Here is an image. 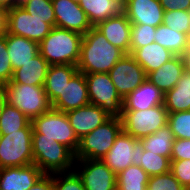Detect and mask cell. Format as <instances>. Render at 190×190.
<instances>
[{"instance_id":"14","label":"cell","mask_w":190,"mask_h":190,"mask_svg":"<svg viewBox=\"0 0 190 190\" xmlns=\"http://www.w3.org/2000/svg\"><path fill=\"white\" fill-rule=\"evenodd\" d=\"M90 104L85 75L77 71L63 87L62 95L53 103L52 108L68 112Z\"/></svg>"},{"instance_id":"28","label":"cell","mask_w":190,"mask_h":190,"mask_svg":"<svg viewBox=\"0 0 190 190\" xmlns=\"http://www.w3.org/2000/svg\"><path fill=\"white\" fill-rule=\"evenodd\" d=\"M136 155L132 157L133 165L140 166L150 177L170 171L171 160L143 149L140 141L135 144Z\"/></svg>"},{"instance_id":"6","label":"cell","mask_w":190,"mask_h":190,"mask_svg":"<svg viewBox=\"0 0 190 190\" xmlns=\"http://www.w3.org/2000/svg\"><path fill=\"white\" fill-rule=\"evenodd\" d=\"M33 130L41 134V138H49L68 147L74 154L79 146L73 128L65 112L54 108L31 120Z\"/></svg>"},{"instance_id":"29","label":"cell","mask_w":190,"mask_h":190,"mask_svg":"<svg viewBox=\"0 0 190 190\" xmlns=\"http://www.w3.org/2000/svg\"><path fill=\"white\" fill-rule=\"evenodd\" d=\"M174 139L171 128L167 124L157 132L139 139V141L141 142L144 150L160 156L168 157L171 160Z\"/></svg>"},{"instance_id":"47","label":"cell","mask_w":190,"mask_h":190,"mask_svg":"<svg viewBox=\"0 0 190 190\" xmlns=\"http://www.w3.org/2000/svg\"><path fill=\"white\" fill-rule=\"evenodd\" d=\"M15 6V0H0V7L9 9Z\"/></svg>"},{"instance_id":"13","label":"cell","mask_w":190,"mask_h":190,"mask_svg":"<svg viewBox=\"0 0 190 190\" xmlns=\"http://www.w3.org/2000/svg\"><path fill=\"white\" fill-rule=\"evenodd\" d=\"M55 13V27L86 34L93 26L79 2L73 0H52Z\"/></svg>"},{"instance_id":"22","label":"cell","mask_w":190,"mask_h":190,"mask_svg":"<svg viewBox=\"0 0 190 190\" xmlns=\"http://www.w3.org/2000/svg\"><path fill=\"white\" fill-rule=\"evenodd\" d=\"M181 55H175L157 70L147 74V79L159 88L163 94L172 90L184 73Z\"/></svg>"},{"instance_id":"40","label":"cell","mask_w":190,"mask_h":190,"mask_svg":"<svg viewBox=\"0 0 190 190\" xmlns=\"http://www.w3.org/2000/svg\"><path fill=\"white\" fill-rule=\"evenodd\" d=\"M170 171L185 189H190V160H171Z\"/></svg>"},{"instance_id":"26","label":"cell","mask_w":190,"mask_h":190,"mask_svg":"<svg viewBox=\"0 0 190 190\" xmlns=\"http://www.w3.org/2000/svg\"><path fill=\"white\" fill-rule=\"evenodd\" d=\"M131 55L142 66L146 74L157 70L175 56L157 42L135 49Z\"/></svg>"},{"instance_id":"20","label":"cell","mask_w":190,"mask_h":190,"mask_svg":"<svg viewBox=\"0 0 190 190\" xmlns=\"http://www.w3.org/2000/svg\"><path fill=\"white\" fill-rule=\"evenodd\" d=\"M163 104L164 94L162 91L146 79L123 99L122 111H143Z\"/></svg>"},{"instance_id":"24","label":"cell","mask_w":190,"mask_h":190,"mask_svg":"<svg viewBox=\"0 0 190 190\" xmlns=\"http://www.w3.org/2000/svg\"><path fill=\"white\" fill-rule=\"evenodd\" d=\"M48 67V62L39 53L31 61L16 69L13 73L12 80L6 84L44 86Z\"/></svg>"},{"instance_id":"12","label":"cell","mask_w":190,"mask_h":190,"mask_svg":"<svg viewBox=\"0 0 190 190\" xmlns=\"http://www.w3.org/2000/svg\"><path fill=\"white\" fill-rule=\"evenodd\" d=\"M108 74L123 99L147 79L146 72L131 54H125Z\"/></svg>"},{"instance_id":"45","label":"cell","mask_w":190,"mask_h":190,"mask_svg":"<svg viewBox=\"0 0 190 190\" xmlns=\"http://www.w3.org/2000/svg\"><path fill=\"white\" fill-rule=\"evenodd\" d=\"M7 103V95L4 85H0V116L4 105Z\"/></svg>"},{"instance_id":"10","label":"cell","mask_w":190,"mask_h":190,"mask_svg":"<svg viewBox=\"0 0 190 190\" xmlns=\"http://www.w3.org/2000/svg\"><path fill=\"white\" fill-rule=\"evenodd\" d=\"M46 19L32 17L22 6L7 9V33L40 43L51 31Z\"/></svg>"},{"instance_id":"46","label":"cell","mask_w":190,"mask_h":190,"mask_svg":"<svg viewBox=\"0 0 190 190\" xmlns=\"http://www.w3.org/2000/svg\"><path fill=\"white\" fill-rule=\"evenodd\" d=\"M184 69L190 73V51H186L183 55Z\"/></svg>"},{"instance_id":"25","label":"cell","mask_w":190,"mask_h":190,"mask_svg":"<svg viewBox=\"0 0 190 190\" xmlns=\"http://www.w3.org/2000/svg\"><path fill=\"white\" fill-rule=\"evenodd\" d=\"M78 71L76 65H49L44 83V90L51 104L62 95L63 87Z\"/></svg>"},{"instance_id":"38","label":"cell","mask_w":190,"mask_h":190,"mask_svg":"<svg viewBox=\"0 0 190 190\" xmlns=\"http://www.w3.org/2000/svg\"><path fill=\"white\" fill-rule=\"evenodd\" d=\"M147 190H186L172 172L154 175L149 178Z\"/></svg>"},{"instance_id":"44","label":"cell","mask_w":190,"mask_h":190,"mask_svg":"<svg viewBox=\"0 0 190 190\" xmlns=\"http://www.w3.org/2000/svg\"><path fill=\"white\" fill-rule=\"evenodd\" d=\"M7 32V9L0 7V36Z\"/></svg>"},{"instance_id":"39","label":"cell","mask_w":190,"mask_h":190,"mask_svg":"<svg viewBox=\"0 0 190 190\" xmlns=\"http://www.w3.org/2000/svg\"><path fill=\"white\" fill-rule=\"evenodd\" d=\"M13 68L7 51L6 34L0 36V85L9 83L13 77Z\"/></svg>"},{"instance_id":"2","label":"cell","mask_w":190,"mask_h":190,"mask_svg":"<svg viewBox=\"0 0 190 190\" xmlns=\"http://www.w3.org/2000/svg\"><path fill=\"white\" fill-rule=\"evenodd\" d=\"M83 35L52 27L49 34L39 43V53L49 65H77Z\"/></svg>"},{"instance_id":"1","label":"cell","mask_w":190,"mask_h":190,"mask_svg":"<svg viewBox=\"0 0 190 190\" xmlns=\"http://www.w3.org/2000/svg\"><path fill=\"white\" fill-rule=\"evenodd\" d=\"M124 55L122 50L113 46L101 32L92 27L83 35L76 66L84 74L108 73Z\"/></svg>"},{"instance_id":"41","label":"cell","mask_w":190,"mask_h":190,"mask_svg":"<svg viewBox=\"0 0 190 190\" xmlns=\"http://www.w3.org/2000/svg\"><path fill=\"white\" fill-rule=\"evenodd\" d=\"M171 160H190V139H174Z\"/></svg>"},{"instance_id":"36","label":"cell","mask_w":190,"mask_h":190,"mask_svg":"<svg viewBox=\"0 0 190 190\" xmlns=\"http://www.w3.org/2000/svg\"><path fill=\"white\" fill-rule=\"evenodd\" d=\"M163 24L173 31L187 34L190 31V13L184 10L164 11Z\"/></svg>"},{"instance_id":"16","label":"cell","mask_w":190,"mask_h":190,"mask_svg":"<svg viewBox=\"0 0 190 190\" xmlns=\"http://www.w3.org/2000/svg\"><path fill=\"white\" fill-rule=\"evenodd\" d=\"M66 115L79 140L111 117L100 107L92 104L70 110Z\"/></svg>"},{"instance_id":"15","label":"cell","mask_w":190,"mask_h":190,"mask_svg":"<svg viewBox=\"0 0 190 190\" xmlns=\"http://www.w3.org/2000/svg\"><path fill=\"white\" fill-rule=\"evenodd\" d=\"M138 141V139L122 130L102 161L110 170L118 175L130 165H133L132 157L136 155L134 147Z\"/></svg>"},{"instance_id":"42","label":"cell","mask_w":190,"mask_h":190,"mask_svg":"<svg viewBox=\"0 0 190 190\" xmlns=\"http://www.w3.org/2000/svg\"><path fill=\"white\" fill-rule=\"evenodd\" d=\"M164 11L190 10V0H159Z\"/></svg>"},{"instance_id":"23","label":"cell","mask_w":190,"mask_h":190,"mask_svg":"<svg viewBox=\"0 0 190 190\" xmlns=\"http://www.w3.org/2000/svg\"><path fill=\"white\" fill-rule=\"evenodd\" d=\"M6 45L13 71L39 54V43L7 32Z\"/></svg>"},{"instance_id":"17","label":"cell","mask_w":190,"mask_h":190,"mask_svg":"<svg viewBox=\"0 0 190 190\" xmlns=\"http://www.w3.org/2000/svg\"><path fill=\"white\" fill-rule=\"evenodd\" d=\"M125 15L131 24L158 27L163 24L164 9L159 0H126Z\"/></svg>"},{"instance_id":"34","label":"cell","mask_w":190,"mask_h":190,"mask_svg":"<svg viewBox=\"0 0 190 190\" xmlns=\"http://www.w3.org/2000/svg\"><path fill=\"white\" fill-rule=\"evenodd\" d=\"M156 27L142 24L131 25L130 54L138 48L155 42Z\"/></svg>"},{"instance_id":"30","label":"cell","mask_w":190,"mask_h":190,"mask_svg":"<svg viewBox=\"0 0 190 190\" xmlns=\"http://www.w3.org/2000/svg\"><path fill=\"white\" fill-rule=\"evenodd\" d=\"M187 34L173 31L165 24L156 27L155 42L170 50L175 55H183L186 52Z\"/></svg>"},{"instance_id":"37","label":"cell","mask_w":190,"mask_h":190,"mask_svg":"<svg viewBox=\"0 0 190 190\" xmlns=\"http://www.w3.org/2000/svg\"><path fill=\"white\" fill-rule=\"evenodd\" d=\"M55 190H85L83 182L75 170L53 173Z\"/></svg>"},{"instance_id":"27","label":"cell","mask_w":190,"mask_h":190,"mask_svg":"<svg viewBox=\"0 0 190 190\" xmlns=\"http://www.w3.org/2000/svg\"><path fill=\"white\" fill-rule=\"evenodd\" d=\"M164 106L168 113L190 110V73L184 71L172 90L164 94Z\"/></svg>"},{"instance_id":"49","label":"cell","mask_w":190,"mask_h":190,"mask_svg":"<svg viewBox=\"0 0 190 190\" xmlns=\"http://www.w3.org/2000/svg\"><path fill=\"white\" fill-rule=\"evenodd\" d=\"M27 0H15V6L23 5Z\"/></svg>"},{"instance_id":"21","label":"cell","mask_w":190,"mask_h":190,"mask_svg":"<svg viewBox=\"0 0 190 190\" xmlns=\"http://www.w3.org/2000/svg\"><path fill=\"white\" fill-rule=\"evenodd\" d=\"M79 5L94 27L108 18L125 14L126 0H80Z\"/></svg>"},{"instance_id":"7","label":"cell","mask_w":190,"mask_h":190,"mask_svg":"<svg viewBox=\"0 0 190 190\" xmlns=\"http://www.w3.org/2000/svg\"><path fill=\"white\" fill-rule=\"evenodd\" d=\"M4 87L7 102L19 109L30 121L52 108L44 86L4 84Z\"/></svg>"},{"instance_id":"43","label":"cell","mask_w":190,"mask_h":190,"mask_svg":"<svg viewBox=\"0 0 190 190\" xmlns=\"http://www.w3.org/2000/svg\"><path fill=\"white\" fill-rule=\"evenodd\" d=\"M28 190H55L53 174H44L38 182Z\"/></svg>"},{"instance_id":"31","label":"cell","mask_w":190,"mask_h":190,"mask_svg":"<svg viewBox=\"0 0 190 190\" xmlns=\"http://www.w3.org/2000/svg\"><path fill=\"white\" fill-rule=\"evenodd\" d=\"M150 176L137 165H130L117 175L116 190H147Z\"/></svg>"},{"instance_id":"4","label":"cell","mask_w":190,"mask_h":190,"mask_svg":"<svg viewBox=\"0 0 190 190\" xmlns=\"http://www.w3.org/2000/svg\"><path fill=\"white\" fill-rule=\"evenodd\" d=\"M122 130L121 118L110 117L102 125L79 140V146L74 154L75 160H102Z\"/></svg>"},{"instance_id":"18","label":"cell","mask_w":190,"mask_h":190,"mask_svg":"<svg viewBox=\"0 0 190 190\" xmlns=\"http://www.w3.org/2000/svg\"><path fill=\"white\" fill-rule=\"evenodd\" d=\"M43 175L36 164L0 168V190H28Z\"/></svg>"},{"instance_id":"8","label":"cell","mask_w":190,"mask_h":190,"mask_svg":"<svg viewBox=\"0 0 190 190\" xmlns=\"http://www.w3.org/2000/svg\"><path fill=\"white\" fill-rule=\"evenodd\" d=\"M168 114L164 104L143 111H122V129L139 140L166 126Z\"/></svg>"},{"instance_id":"48","label":"cell","mask_w":190,"mask_h":190,"mask_svg":"<svg viewBox=\"0 0 190 190\" xmlns=\"http://www.w3.org/2000/svg\"><path fill=\"white\" fill-rule=\"evenodd\" d=\"M186 51H190V31L187 33Z\"/></svg>"},{"instance_id":"35","label":"cell","mask_w":190,"mask_h":190,"mask_svg":"<svg viewBox=\"0 0 190 190\" xmlns=\"http://www.w3.org/2000/svg\"><path fill=\"white\" fill-rule=\"evenodd\" d=\"M168 125L175 139H190V110L169 113Z\"/></svg>"},{"instance_id":"33","label":"cell","mask_w":190,"mask_h":190,"mask_svg":"<svg viewBox=\"0 0 190 190\" xmlns=\"http://www.w3.org/2000/svg\"><path fill=\"white\" fill-rule=\"evenodd\" d=\"M27 13L37 19H46L51 27H55V13L52 0H27L21 5Z\"/></svg>"},{"instance_id":"9","label":"cell","mask_w":190,"mask_h":190,"mask_svg":"<svg viewBox=\"0 0 190 190\" xmlns=\"http://www.w3.org/2000/svg\"><path fill=\"white\" fill-rule=\"evenodd\" d=\"M90 104L100 107L111 117H121L123 98L108 73L84 74Z\"/></svg>"},{"instance_id":"3","label":"cell","mask_w":190,"mask_h":190,"mask_svg":"<svg viewBox=\"0 0 190 190\" xmlns=\"http://www.w3.org/2000/svg\"><path fill=\"white\" fill-rule=\"evenodd\" d=\"M32 154L33 164H36L44 174L74 170V153L64 144L49 138H41V134L34 130Z\"/></svg>"},{"instance_id":"11","label":"cell","mask_w":190,"mask_h":190,"mask_svg":"<svg viewBox=\"0 0 190 190\" xmlns=\"http://www.w3.org/2000/svg\"><path fill=\"white\" fill-rule=\"evenodd\" d=\"M74 170L81 178L85 190H116L117 188V175L102 160H75Z\"/></svg>"},{"instance_id":"5","label":"cell","mask_w":190,"mask_h":190,"mask_svg":"<svg viewBox=\"0 0 190 190\" xmlns=\"http://www.w3.org/2000/svg\"><path fill=\"white\" fill-rule=\"evenodd\" d=\"M31 121L18 132L0 135V168L33 164Z\"/></svg>"},{"instance_id":"32","label":"cell","mask_w":190,"mask_h":190,"mask_svg":"<svg viewBox=\"0 0 190 190\" xmlns=\"http://www.w3.org/2000/svg\"><path fill=\"white\" fill-rule=\"evenodd\" d=\"M30 120L10 103H6L0 116V135H9L23 129Z\"/></svg>"},{"instance_id":"19","label":"cell","mask_w":190,"mask_h":190,"mask_svg":"<svg viewBox=\"0 0 190 190\" xmlns=\"http://www.w3.org/2000/svg\"><path fill=\"white\" fill-rule=\"evenodd\" d=\"M131 23L125 14L108 18L94 26L113 46L130 54Z\"/></svg>"}]
</instances>
